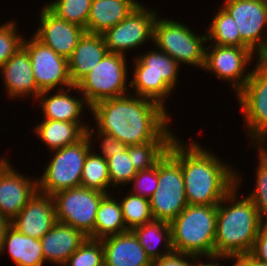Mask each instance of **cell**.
<instances>
[{"mask_svg": "<svg viewBox=\"0 0 267 266\" xmlns=\"http://www.w3.org/2000/svg\"><path fill=\"white\" fill-rule=\"evenodd\" d=\"M90 112L99 131L113 135L127 146L172 141L176 137L170 128L168 108L131 93L98 101Z\"/></svg>", "mask_w": 267, "mask_h": 266, "instance_id": "cell-1", "label": "cell"}, {"mask_svg": "<svg viewBox=\"0 0 267 266\" xmlns=\"http://www.w3.org/2000/svg\"><path fill=\"white\" fill-rule=\"evenodd\" d=\"M177 136L168 152L181 164L188 205H218L236 186V169L193 139Z\"/></svg>", "mask_w": 267, "mask_h": 266, "instance_id": "cell-2", "label": "cell"}, {"mask_svg": "<svg viewBox=\"0 0 267 266\" xmlns=\"http://www.w3.org/2000/svg\"><path fill=\"white\" fill-rule=\"evenodd\" d=\"M239 175L236 171V186L217 205L214 257L227 260L251 252L264 221L247 196L237 195L243 180Z\"/></svg>", "mask_w": 267, "mask_h": 266, "instance_id": "cell-3", "label": "cell"}, {"mask_svg": "<svg viewBox=\"0 0 267 266\" xmlns=\"http://www.w3.org/2000/svg\"><path fill=\"white\" fill-rule=\"evenodd\" d=\"M217 205H187L170 222L171 243L174 252L214 257Z\"/></svg>", "mask_w": 267, "mask_h": 266, "instance_id": "cell-4", "label": "cell"}, {"mask_svg": "<svg viewBox=\"0 0 267 266\" xmlns=\"http://www.w3.org/2000/svg\"><path fill=\"white\" fill-rule=\"evenodd\" d=\"M132 67L134 69L129 83L130 93L151 99L167 108L165 100L175 88L177 75L180 74L178 62L155 48L136 56Z\"/></svg>", "mask_w": 267, "mask_h": 266, "instance_id": "cell-5", "label": "cell"}, {"mask_svg": "<svg viewBox=\"0 0 267 266\" xmlns=\"http://www.w3.org/2000/svg\"><path fill=\"white\" fill-rule=\"evenodd\" d=\"M158 50L175 59L179 65L188 64L203 69L207 34H195L187 25L157 15L153 26V41Z\"/></svg>", "mask_w": 267, "mask_h": 266, "instance_id": "cell-6", "label": "cell"}, {"mask_svg": "<svg viewBox=\"0 0 267 266\" xmlns=\"http://www.w3.org/2000/svg\"><path fill=\"white\" fill-rule=\"evenodd\" d=\"M93 140L85 135L75 144L51 151L50 162L38 178V191L48 195L81 186L83 166Z\"/></svg>", "mask_w": 267, "mask_h": 266, "instance_id": "cell-7", "label": "cell"}, {"mask_svg": "<svg viewBox=\"0 0 267 266\" xmlns=\"http://www.w3.org/2000/svg\"><path fill=\"white\" fill-rule=\"evenodd\" d=\"M249 79L235 95L245 121L247 136L256 147L267 140V57L257 58Z\"/></svg>", "mask_w": 267, "mask_h": 266, "instance_id": "cell-8", "label": "cell"}, {"mask_svg": "<svg viewBox=\"0 0 267 266\" xmlns=\"http://www.w3.org/2000/svg\"><path fill=\"white\" fill-rule=\"evenodd\" d=\"M127 67L126 56L108 52L76 85L77 92L84 96L90 106L104 99L129 94Z\"/></svg>", "mask_w": 267, "mask_h": 266, "instance_id": "cell-9", "label": "cell"}, {"mask_svg": "<svg viewBox=\"0 0 267 266\" xmlns=\"http://www.w3.org/2000/svg\"><path fill=\"white\" fill-rule=\"evenodd\" d=\"M158 188L150 200L154 220L171 222L188 205L181 164L167 151L158 161Z\"/></svg>", "mask_w": 267, "mask_h": 266, "instance_id": "cell-10", "label": "cell"}, {"mask_svg": "<svg viewBox=\"0 0 267 266\" xmlns=\"http://www.w3.org/2000/svg\"><path fill=\"white\" fill-rule=\"evenodd\" d=\"M107 194L85 187L59 191L52 195L55 202L56 221L82 231L94 239L96 212Z\"/></svg>", "mask_w": 267, "mask_h": 266, "instance_id": "cell-11", "label": "cell"}, {"mask_svg": "<svg viewBox=\"0 0 267 266\" xmlns=\"http://www.w3.org/2000/svg\"><path fill=\"white\" fill-rule=\"evenodd\" d=\"M221 7L236 21L241 48L267 57V0H225Z\"/></svg>", "mask_w": 267, "mask_h": 266, "instance_id": "cell-12", "label": "cell"}, {"mask_svg": "<svg viewBox=\"0 0 267 266\" xmlns=\"http://www.w3.org/2000/svg\"><path fill=\"white\" fill-rule=\"evenodd\" d=\"M140 3L120 23L106 30L102 36L108 52L126 56L128 50L153 41V26L158 13Z\"/></svg>", "mask_w": 267, "mask_h": 266, "instance_id": "cell-13", "label": "cell"}, {"mask_svg": "<svg viewBox=\"0 0 267 266\" xmlns=\"http://www.w3.org/2000/svg\"><path fill=\"white\" fill-rule=\"evenodd\" d=\"M255 56L257 58L249 48L209 44L205 50L203 70L213 73L217 79L228 81L236 95L250 77L251 69H246L252 65Z\"/></svg>", "mask_w": 267, "mask_h": 266, "instance_id": "cell-14", "label": "cell"}, {"mask_svg": "<svg viewBox=\"0 0 267 266\" xmlns=\"http://www.w3.org/2000/svg\"><path fill=\"white\" fill-rule=\"evenodd\" d=\"M23 46L29 53L34 79L41 91L52 90L54 92L57 87L59 90V86L60 90L73 86L67 58L44 45L34 35L29 40L24 38Z\"/></svg>", "mask_w": 267, "mask_h": 266, "instance_id": "cell-15", "label": "cell"}, {"mask_svg": "<svg viewBox=\"0 0 267 266\" xmlns=\"http://www.w3.org/2000/svg\"><path fill=\"white\" fill-rule=\"evenodd\" d=\"M6 157L0 159V214L11 221L38 191V177L19 173Z\"/></svg>", "mask_w": 267, "mask_h": 266, "instance_id": "cell-16", "label": "cell"}, {"mask_svg": "<svg viewBox=\"0 0 267 266\" xmlns=\"http://www.w3.org/2000/svg\"><path fill=\"white\" fill-rule=\"evenodd\" d=\"M40 10V25L33 35L57 54L68 59L86 29L57 17L46 6Z\"/></svg>", "mask_w": 267, "mask_h": 266, "instance_id": "cell-17", "label": "cell"}, {"mask_svg": "<svg viewBox=\"0 0 267 266\" xmlns=\"http://www.w3.org/2000/svg\"><path fill=\"white\" fill-rule=\"evenodd\" d=\"M55 202L48 194L37 193L10 221L18 232L41 239L56 223Z\"/></svg>", "mask_w": 267, "mask_h": 266, "instance_id": "cell-18", "label": "cell"}, {"mask_svg": "<svg viewBox=\"0 0 267 266\" xmlns=\"http://www.w3.org/2000/svg\"><path fill=\"white\" fill-rule=\"evenodd\" d=\"M0 72L9 100L20 96L38 98L41 90L35 82L31 59L24 46L0 67Z\"/></svg>", "mask_w": 267, "mask_h": 266, "instance_id": "cell-19", "label": "cell"}, {"mask_svg": "<svg viewBox=\"0 0 267 266\" xmlns=\"http://www.w3.org/2000/svg\"><path fill=\"white\" fill-rule=\"evenodd\" d=\"M74 90H77L76 85L66 89H59L53 95H49L52 93V90L41 91L37 100L41 107L40 109H42V116L45 119L54 121L85 123L81 119L83 117L81 115L84 113L86 107L90 111L91 106L86 102L82 94H79L81 98L74 97L72 94L70 95L71 91L73 92Z\"/></svg>", "mask_w": 267, "mask_h": 266, "instance_id": "cell-20", "label": "cell"}, {"mask_svg": "<svg viewBox=\"0 0 267 266\" xmlns=\"http://www.w3.org/2000/svg\"><path fill=\"white\" fill-rule=\"evenodd\" d=\"M104 249V266H152L135 234L127 232L101 239Z\"/></svg>", "mask_w": 267, "mask_h": 266, "instance_id": "cell-21", "label": "cell"}, {"mask_svg": "<svg viewBox=\"0 0 267 266\" xmlns=\"http://www.w3.org/2000/svg\"><path fill=\"white\" fill-rule=\"evenodd\" d=\"M88 237L72 226L56 222L40 239L45 262L64 266Z\"/></svg>", "mask_w": 267, "mask_h": 266, "instance_id": "cell-22", "label": "cell"}, {"mask_svg": "<svg viewBox=\"0 0 267 266\" xmlns=\"http://www.w3.org/2000/svg\"><path fill=\"white\" fill-rule=\"evenodd\" d=\"M108 53L102 34L85 33L68 58L71 82L77 85Z\"/></svg>", "mask_w": 267, "mask_h": 266, "instance_id": "cell-23", "label": "cell"}, {"mask_svg": "<svg viewBox=\"0 0 267 266\" xmlns=\"http://www.w3.org/2000/svg\"><path fill=\"white\" fill-rule=\"evenodd\" d=\"M140 3L137 0H93L86 32L103 34L125 19Z\"/></svg>", "mask_w": 267, "mask_h": 266, "instance_id": "cell-24", "label": "cell"}, {"mask_svg": "<svg viewBox=\"0 0 267 266\" xmlns=\"http://www.w3.org/2000/svg\"><path fill=\"white\" fill-rule=\"evenodd\" d=\"M7 250L17 266H43L45 263L40 239L26 236L11 225L6 229L0 256Z\"/></svg>", "mask_w": 267, "mask_h": 266, "instance_id": "cell-25", "label": "cell"}, {"mask_svg": "<svg viewBox=\"0 0 267 266\" xmlns=\"http://www.w3.org/2000/svg\"><path fill=\"white\" fill-rule=\"evenodd\" d=\"M86 123H75L66 121H54L44 119L34 127L38 138L50 151L61 149L80 141L85 135L90 125Z\"/></svg>", "mask_w": 267, "mask_h": 266, "instance_id": "cell-26", "label": "cell"}, {"mask_svg": "<svg viewBox=\"0 0 267 266\" xmlns=\"http://www.w3.org/2000/svg\"><path fill=\"white\" fill-rule=\"evenodd\" d=\"M152 261L173 252L170 223L163 220H152L131 230ZM162 241H165L162 243ZM164 247L163 251L160 249Z\"/></svg>", "mask_w": 267, "mask_h": 266, "instance_id": "cell-27", "label": "cell"}, {"mask_svg": "<svg viewBox=\"0 0 267 266\" xmlns=\"http://www.w3.org/2000/svg\"><path fill=\"white\" fill-rule=\"evenodd\" d=\"M112 195L114 194H107L100 202L96 212L94 240L129 231L123 220L119 199Z\"/></svg>", "mask_w": 267, "mask_h": 266, "instance_id": "cell-28", "label": "cell"}, {"mask_svg": "<svg viewBox=\"0 0 267 266\" xmlns=\"http://www.w3.org/2000/svg\"><path fill=\"white\" fill-rule=\"evenodd\" d=\"M207 28V41L220 46L241 47V36L236 21L220 6Z\"/></svg>", "mask_w": 267, "mask_h": 266, "instance_id": "cell-29", "label": "cell"}, {"mask_svg": "<svg viewBox=\"0 0 267 266\" xmlns=\"http://www.w3.org/2000/svg\"><path fill=\"white\" fill-rule=\"evenodd\" d=\"M95 149L87 154L81 177V186L94 189L105 194L111 188V179L108 171V163L101 155L95 154Z\"/></svg>", "mask_w": 267, "mask_h": 266, "instance_id": "cell-30", "label": "cell"}, {"mask_svg": "<svg viewBox=\"0 0 267 266\" xmlns=\"http://www.w3.org/2000/svg\"><path fill=\"white\" fill-rule=\"evenodd\" d=\"M126 194L123 199L119 200L126 228L132 230L152 221L150 200L129 191Z\"/></svg>", "mask_w": 267, "mask_h": 266, "instance_id": "cell-31", "label": "cell"}, {"mask_svg": "<svg viewBox=\"0 0 267 266\" xmlns=\"http://www.w3.org/2000/svg\"><path fill=\"white\" fill-rule=\"evenodd\" d=\"M170 143L171 141H150L128 146L129 157L137 172L154 167L166 154Z\"/></svg>", "mask_w": 267, "mask_h": 266, "instance_id": "cell-32", "label": "cell"}, {"mask_svg": "<svg viewBox=\"0 0 267 266\" xmlns=\"http://www.w3.org/2000/svg\"><path fill=\"white\" fill-rule=\"evenodd\" d=\"M92 1L54 0L45 6L57 17L86 29Z\"/></svg>", "mask_w": 267, "mask_h": 266, "instance_id": "cell-33", "label": "cell"}, {"mask_svg": "<svg viewBox=\"0 0 267 266\" xmlns=\"http://www.w3.org/2000/svg\"><path fill=\"white\" fill-rule=\"evenodd\" d=\"M257 154L258 167L254 180L256 185L247 197L253 202L263 220H267V156L260 149H257Z\"/></svg>", "mask_w": 267, "mask_h": 266, "instance_id": "cell-34", "label": "cell"}, {"mask_svg": "<svg viewBox=\"0 0 267 266\" xmlns=\"http://www.w3.org/2000/svg\"><path fill=\"white\" fill-rule=\"evenodd\" d=\"M108 171L111 179V186L120 188V185H130L131 180L137 174L133 166L127 149L123 152H116L115 155L107 159Z\"/></svg>", "mask_w": 267, "mask_h": 266, "instance_id": "cell-35", "label": "cell"}, {"mask_svg": "<svg viewBox=\"0 0 267 266\" xmlns=\"http://www.w3.org/2000/svg\"><path fill=\"white\" fill-rule=\"evenodd\" d=\"M64 266H104V249L101 240L87 238L70 255Z\"/></svg>", "mask_w": 267, "mask_h": 266, "instance_id": "cell-36", "label": "cell"}, {"mask_svg": "<svg viewBox=\"0 0 267 266\" xmlns=\"http://www.w3.org/2000/svg\"><path fill=\"white\" fill-rule=\"evenodd\" d=\"M17 20L0 25V67L23 46L24 36L18 34Z\"/></svg>", "mask_w": 267, "mask_h": 266, "instance_id": "cell-37", "label": "cell"}, {"mask_svg": "<svg viewBox=\"0 0 267 266\" xmlns=\"http://www.w3.org/2000/svg\"><path fill=\"white\" fill-rule=\"evenodd\" d=\"M130 183L131 193L150 199L158 188V162L150 169L138 171Z\"/></svg>", "mask_w": 267, "mask_h": 266, "instance_id": "cell-38", "label": "cell"}, {"mask_svg": "<svg viewBox=\"0 0 267 266\" xmlns=\"http://www.w3.org/2000/svg\"><path fill=\"white\" fill-rule=\"evenodd\" d=\"M96 132V133H95ZM96 134L99 141H101L100 147H101V153H95L97 155H101L106 160L110 158L111 156L115 155L116 152H123L127 149V145L120 142L118 139H116L113 135L99 131L97 128H88L86 130V136L89 140H92L93 135Z\"/></svg>", "mask_w": 267, "mask_h": 266, "instance_id": "cell-39", "label": "cell"}, {"mask_svg": "<svg viewBox=\"0 0 267 266\" xmlns=\"http://www.w3.org/2000/svg\"><path fill=\"white\" fill-rule=\"evenodd\" d=\"M197 259L196 256L173 251L160 259L154 260L152 266H194L193 261H197Z\"/></svg>", "mask_w": 267, "mask_h": 266, "instance_id": "cell-40", "label": "cell"}, {"mask_svg": "<svg viewBox=\"0 0 267 266\" xmlns=\"http://www.w3.org/2000/svg\"><path fill=\"white\" fill-rule=\"evenodd\" d=\"M250 254L254 258L267 263V220L261 223Z\"/></svg>", "mask_w": 267, "mask_h": 266, "instance_id": "cell-41", "label": "cell"}, {"mask_svg": "<svg viewBox=\"0 0 267 266\" xmlns=\"http://www.w3.org/2000/svg\"><path fill=\"white\" fill-rule=\"evenodd\" d=\"M235 260L232 266H267V263L254 258L250 253L231 259Z\"/></svg>", "mask_w": 267, "mask_h": 266, "instance_id": "cell-42", "label": "cell"}, {"mask_svg": "<svg viewBox=\"0 0 267 266\" xmlns=\"http://www.w3.org/2000/svg\"><path fill=\"white\" fill-rule=\"evenodd\" d=\"M200 259V260H199ZM220 259L221 260H225L224 258H221V257H212V258H208V261L207 263L201 261L203 260L202 258H198L197 259V262L194 261V266H222L219 262H220ZM212 260V261H211ZM211 261V262H210Z\"/></svg>", "mask_w": 267, "mask_h": 266, "instance_id": "cell-43", "label": "cell"}, {"mask_svg": "<svg viewBox=\"0 0 267 266\" xmlns=\"http://www.w3.org/2000/svg\"><path fill=\"white\" fill-rule=\"evenodd\" d=\"M10 226V221L0 214V247L2 245L6 229Z\"/></svg>", "mask_w": 267, "mask_h": 266, "instance_id": "cell-44", "label": "cell"}, {"mask_svg": "<svg viewBox=\"0 0 267 266\" xmlns=\"http://www.w3.org/2000/svg\"><path fill=\"white\" fill-rule=\"evenodd\" d=\"M267 156V140L261 141L257 147Z\"/></svg>", "mask_w": 267, "mask_h": 266, "instance_id": "cell-45", "label": "cell"}]
</instances>
